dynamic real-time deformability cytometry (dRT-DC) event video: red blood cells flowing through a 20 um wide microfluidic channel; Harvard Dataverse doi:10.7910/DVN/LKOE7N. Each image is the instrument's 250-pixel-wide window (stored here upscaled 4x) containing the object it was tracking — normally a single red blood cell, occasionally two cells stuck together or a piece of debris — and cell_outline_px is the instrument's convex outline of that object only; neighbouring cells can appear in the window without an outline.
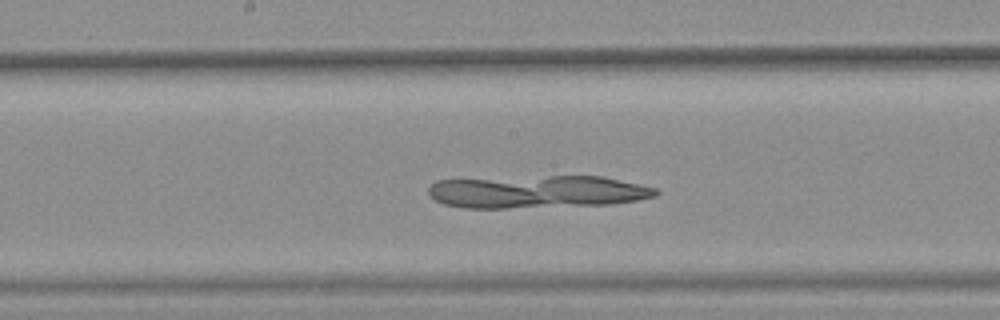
{"species": "common noctule bat (a hibernating species)", "species_latin": "Nyctalus noctula", "temperature_condition": "warm", "stored_images_in_passage": 41, "camera_frame_rate_fps": 3000, "um_per_image_px": 0.085, "animal": {"sex": "female", "body_mass_g": 25.1}, "frame": {"image": 1, "passage_image": 25, "time_ms": 8.0, "image_size_px": [1000, 320], "cell_outline_px": [[660, 192], [656, 196], [636, 200], [608, 204], [508, 208], [464, 208], [444, 204], [436, 200], [428, 192], [428, 188], [436, 180], [548, 176], [600, 176], [640, 184], [656, 188]], "centroid_in_image_um": [45.67, 16.3], "position_along_channel_um": 202.5, "area_um2": 43.0}}
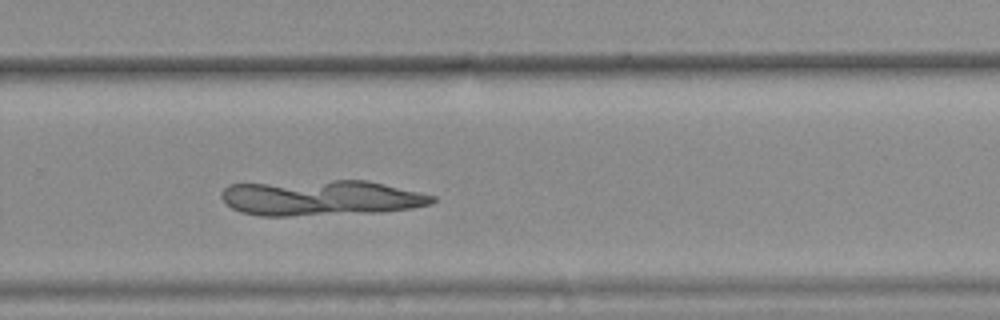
{"frame": {"image": 2, "passage_image": 33, "time_ms": 10.667, "image_size_px": [1000, 320], "cell_outline_px": [[436, 200], [432, 204], [412, 208], [384, 212], [288, 216], [260, 216], [240, 212], [232, 208], [220, 196], [220, 192], [228, 184], [332, 180], [368, 180], [436, 196]], "centroid_in_image_um": [27.28, 16.82], "position_along_channel_um": 302.5, "area_um2": 43.99}}
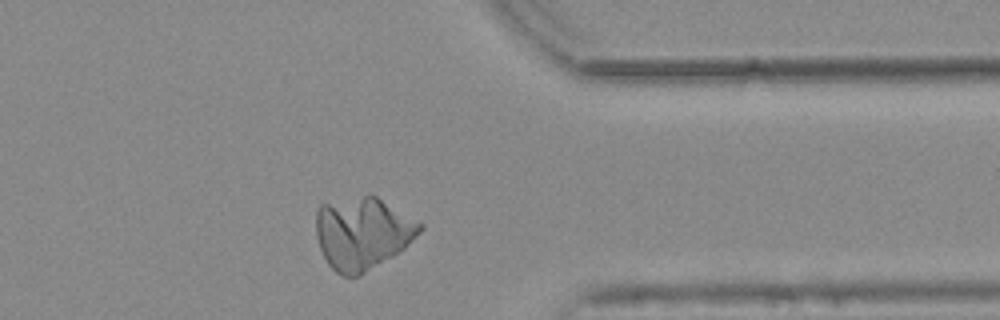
{"frame": {"image": 3, "passage_image": 40, "time_ms": 13.0, "image_size_px": [1000, 320], "cell_outline_px": [[424, 228], [404, 248], [392, 256], [360, 276], [340, 276], [328, 264], [320, 248], [316, 236], [316, 212], [320, 204], [364, 196], [376, 196], [424, 224]], "centroid_in_image_um": [30.81, 19.83], "position_along_channel_um": 380.6, "area_um2": 43.41}}